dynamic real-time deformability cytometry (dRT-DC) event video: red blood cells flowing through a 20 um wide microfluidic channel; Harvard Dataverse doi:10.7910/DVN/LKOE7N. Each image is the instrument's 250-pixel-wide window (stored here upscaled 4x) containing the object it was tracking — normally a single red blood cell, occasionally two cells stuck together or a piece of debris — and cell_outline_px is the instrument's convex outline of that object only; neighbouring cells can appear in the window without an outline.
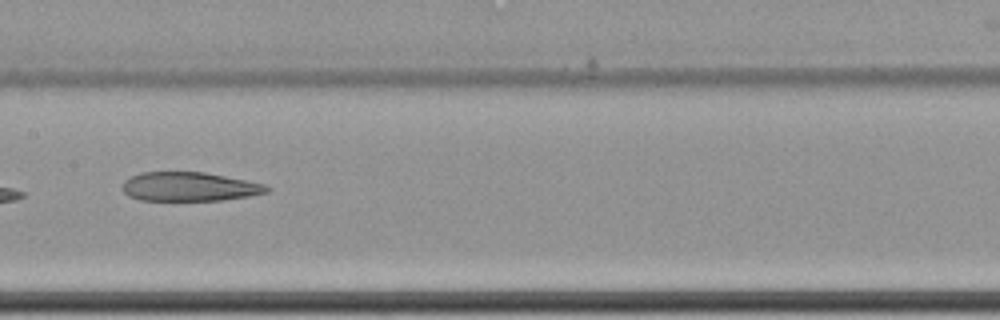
{"species": "common noctule bat (a hibernating species)", "species_latin": "Nyctalus noctula", "temperature_condition": "cold", "stored_images_in_passage": 9, "camera_frame_rate_fps": 3000, "um_per_image_px": 0.085, "animal": {"sex": "female", "body_mass_g": 22.7, "forearm_length_mm": 54.2}, "frame": {"image": 1, "passage_image": 6, "time_ms": 1.667, "image_size_px": [1000, 320], "cell_outline_px": [[272, 188], [268, 192], [248, 196], [224, 200], [140, 200], [128, 196], [124, 192], [124, 180], [140, 172], [204, 172], [248, 180], [264, 184]], "centroid_in_image_um": [16.13, 15.86], "position_along_channel_um": 191.3, "area_um2": 24.39}}
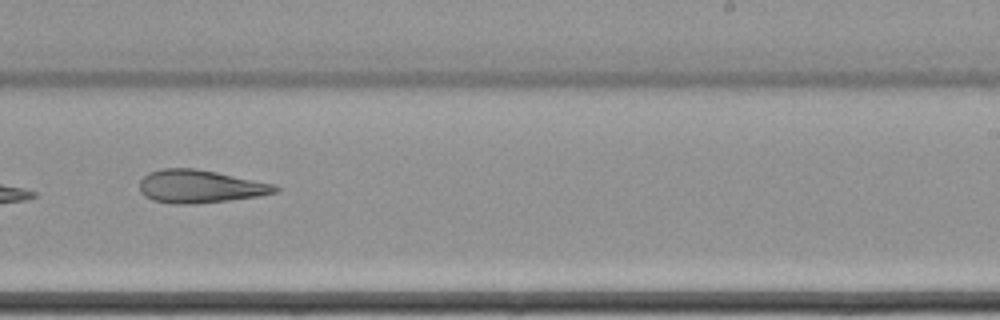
{"frame": {"image": 2, "passage_image": 8, "time_ms": 2.333, "image_size_px": [1000, 320], "cell_outline_px": [[280, 192], [260, 196], [228, 200], [188, 204], [172, 204], [152, 200], [144, 196], [140, 192], [140, 180], [148, 172], [160, 168], [196, 168], [276, 184], [280, 188]], "centroid_in_image_um": [17.01, 15.84], "position_along_channel_um": 272.0, "area_um2": 26.3}}
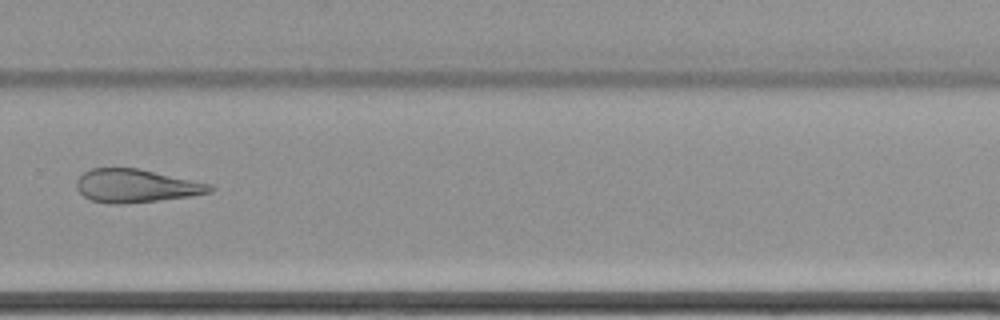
{"frame": {"image": 3, "passage_image": 9, "time_ms": 2.667, "image_size_px": [1000, 320], "cell_outline_px": [[216, 188], [212, 192], [188, 196], [156, 200], [120, 204], [108, 204], [92, 200], [84, 196], [76, 188], [76, 180], [84, 172], [92, 168], [136, 168], [212, 184]], "centroid_in_image_um": [11.55, 15.79], "position_along_channel_um": 318.2, "area_um2": 25.61}}